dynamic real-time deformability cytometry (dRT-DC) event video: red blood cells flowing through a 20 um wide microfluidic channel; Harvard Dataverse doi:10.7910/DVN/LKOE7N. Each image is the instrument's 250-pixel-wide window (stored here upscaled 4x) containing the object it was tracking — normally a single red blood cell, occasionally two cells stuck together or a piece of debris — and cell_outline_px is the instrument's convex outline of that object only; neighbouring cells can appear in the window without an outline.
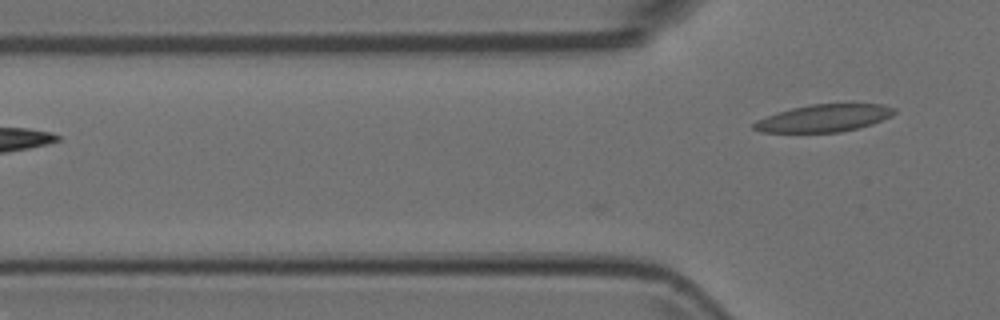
{"species": "Egyptian fruit bat (a non-hibernating species)", "species_latin": "Rousettus aegyptiacus", "temperature_condition": "room temperature", "stored_images_in_passage": 3, "camera_frame_rate_fps": 3000, "um_per_image_px": 0.085, "animal": {"sex": "female"}, "frame": {"image": 1, "passage_image": 3, "time_ms": 0.667, "image_size_px": [1000, 320], "cell_outline_px": [[896, 112], [892, 116], [872, 124], [840, 132], [760, 132], [752, 128], [752, 124], [756, 120], [792, 108], [812, 104], [880, 104], [896, 108]], "centroid_in_image_um": [70.05, 10.04], "position_along_channel_um": 55.8, "area_um2": 22.2}}